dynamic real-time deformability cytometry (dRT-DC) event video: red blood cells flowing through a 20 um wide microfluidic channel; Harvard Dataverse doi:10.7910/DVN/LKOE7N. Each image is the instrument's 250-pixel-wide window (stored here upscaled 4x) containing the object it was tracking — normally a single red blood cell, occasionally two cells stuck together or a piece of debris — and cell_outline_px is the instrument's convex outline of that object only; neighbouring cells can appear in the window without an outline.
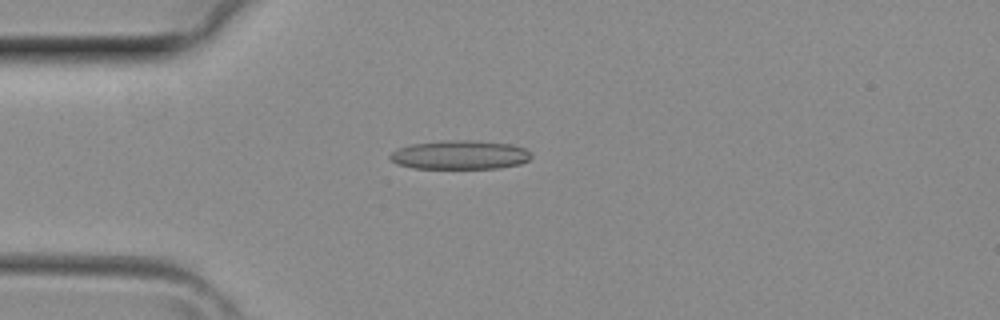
{"species": "common noctule bat (a hibernating species)", "species_latin": "Nyctalus noctula", "temperature_condition": "room temperature", "stored_images_in_passage": 38, "camera_frame_rate_fps": 3000, "um_per_image_px": 0.085, "animal": {"sex": "female", "body_mass_g": 29.2, "forearm_length_mm": 56.3}, "frame": {"image": 1, "passage_image": 9, "time_ms": 2.667, "image_size_px": [1000, 320], "cell_outline_px": [[532, 156], [528, 160], [520, 164], [500, 168], [412, 168], [396, 164], [388, 156], [396, 148], [412, 144], [440, 140], [476, 140], [512, 144], [524, 148], [532, 152]], "centroid_in_image_um": [39.1, 13.15], "position_along_channel_um": 45.9, "area_um2": 24.1}}
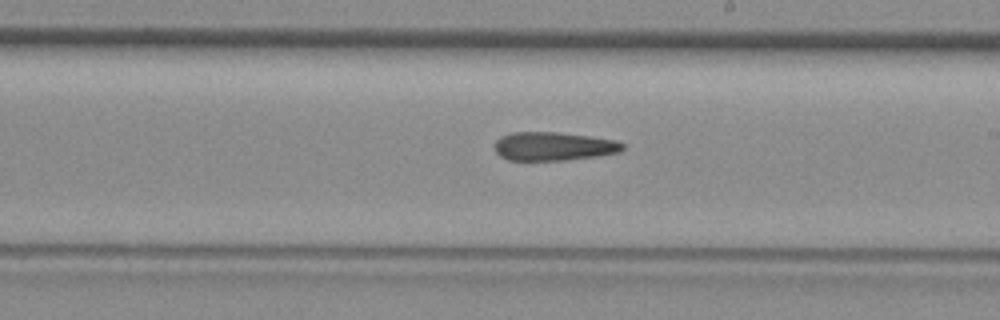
{"frame": {"image": 2, "passage_image": 21, "time_ms": 6.667, "image_size_px": [1000, 320], "cell_outline_px": [[624, 148], [620, 152], [596, 156], [568, 160], [508, 160], [500, 156], [496, 152], [496, 140], [500, 136], [512, 132], [556, 132], [588, 136], [616, 140], [624, 144]], "centroid_in_image_um": [47.05, 12.43], "position_along_channel_um": 242.0, "area_um2": 21.27}}
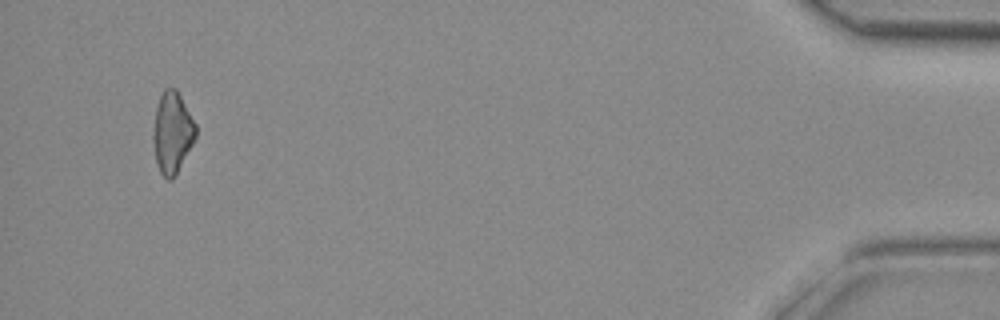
{"frame": {"image": 3, "passage_image": 36, "time_ms": 11.667, "image_size_px": [1000, 320], "cell_outline_px": [[196, 136], [192, 144], [172, 180], [168, 180], [160, 172], [156, 160], [152, 140], [152, 136], [156, 108], [160, 96], [164, 88], [176, 88], [196, 124]], "centroid_in_image_um": [14.63, 11.25], "position_along_channel_um": 420.6, "area_um2": 19.88}}